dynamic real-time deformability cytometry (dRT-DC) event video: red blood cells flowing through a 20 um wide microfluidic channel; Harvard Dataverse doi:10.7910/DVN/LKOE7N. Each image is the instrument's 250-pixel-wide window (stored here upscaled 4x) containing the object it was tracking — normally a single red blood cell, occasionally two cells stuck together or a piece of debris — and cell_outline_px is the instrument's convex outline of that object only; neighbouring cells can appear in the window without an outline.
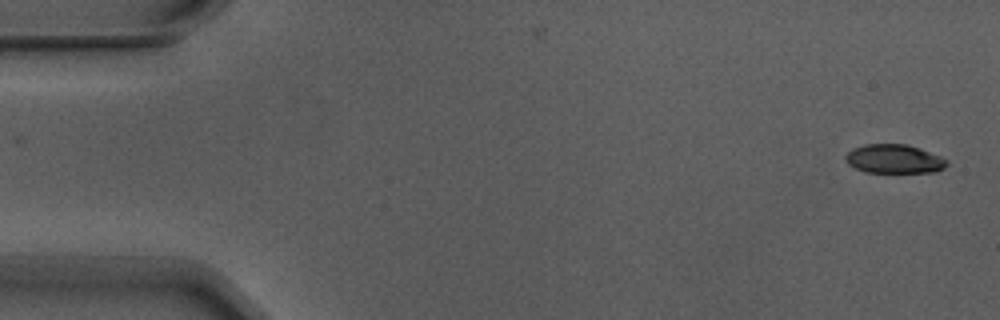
{"species": "Egyptian fruit bat (a non-hibernating species)", "species_latin": "Rousettus aegyptiacus", "temperature_condition": "warm", "stored_images_in_passage": 7, "camera_frame_rate_fps": 3000, "um_per_image_px": 0.085, "animal": {"sex": "male"}, "frame": {"image": 1, "passage_image": 1, "time_ms": 0.0, "image_size_px": [1000, 320], "cell_outline_px": [[948, 164], [944, 168], [936, 172], [864, 172], [848, 164], [844, 160], [844, 156], [852, 148], [864, 144], [904, 144], [920, 148], [940, 156], [948, 160]], "centroid_in_image_um": [75.99, 13.51], "position_along_channel_um": 9.0, "area_um2": 17.17}}